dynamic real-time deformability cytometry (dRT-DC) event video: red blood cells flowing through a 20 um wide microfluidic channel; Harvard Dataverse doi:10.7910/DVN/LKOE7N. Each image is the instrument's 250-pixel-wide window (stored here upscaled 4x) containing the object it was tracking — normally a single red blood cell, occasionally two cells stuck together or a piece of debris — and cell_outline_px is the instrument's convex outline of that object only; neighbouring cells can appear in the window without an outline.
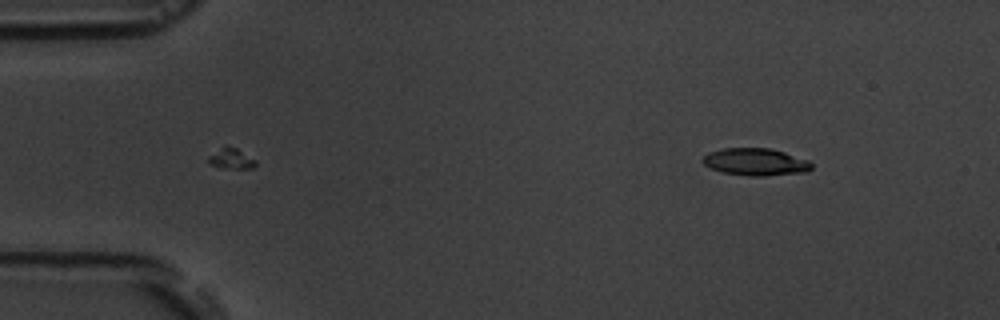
{"species": "common noctule bat (a hibernating species)", "species_latin": "Nyctalus noctula", "temperature_condition": "room temperature", "stored_images_in_passage": 5, "camera_frame_rate_fps": 3000, "um_per_image_px": 0.085, "animal": {"sex": "male", "body_mass_g": 19.5, "forearm_length_mm": 54.6}, "frame": {"image": 1, "passage_image": 5, "time_ms": 5.333, "image_size_px": [1000, 320], "cell_outline_px": [[812, 168], [808, 172], [764, 176], [748, 176], [724, 172], [708, 168], [700, 160], [708, 152], [724, 148], [772, 148], [808, 160], [812, 164]], "centroid_in_image_um": [64.21, 13.76], "position_along_channel_um": 20.8, "area_um2": 17.46}}